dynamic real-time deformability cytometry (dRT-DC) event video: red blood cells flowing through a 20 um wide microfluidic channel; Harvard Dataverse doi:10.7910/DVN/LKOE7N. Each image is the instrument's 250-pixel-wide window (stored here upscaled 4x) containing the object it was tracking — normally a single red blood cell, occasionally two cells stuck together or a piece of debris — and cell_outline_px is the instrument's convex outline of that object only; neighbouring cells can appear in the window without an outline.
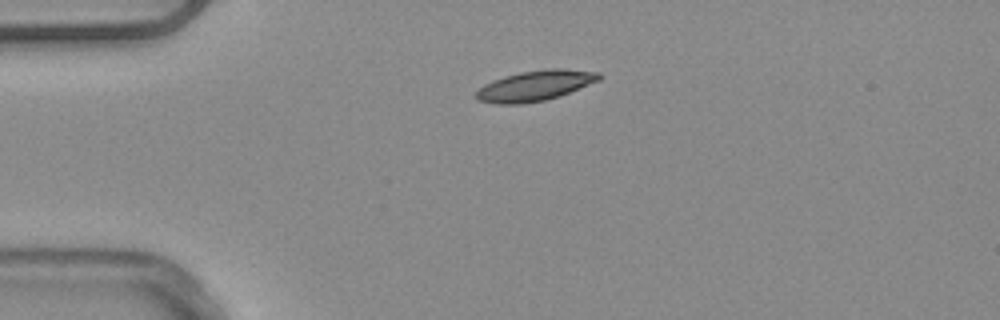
{"species": "common noctule bat (a hibernating species)", "species_latin": "Nyctalus noctula", "temperature_condition": "warm", "stored_images_in_passage": 41, "camera_frame_rate_fps": 3000, "um_per_image_px": 0.085, "animal": {"sex": "male", "body_mass_g": 20.4}, "frame": {"image": 1, "passage_image": 1, "time_ms": 0.0, "image_size_px": [1000, 320], "cell_outline_px": [[604, 76], [600, 80], [560, 96], [544, 100], [520, 104], [496, 104], [476, 100], [476, 92], [484, 84], [492, 80], [504, 76], [520, 72], [548, 68], [564, 68], [600, 72]], "centroid_in_image_um": [45.51, 7.27], "position_along_channel_um": 39.5, "area_um2": 21.96}}
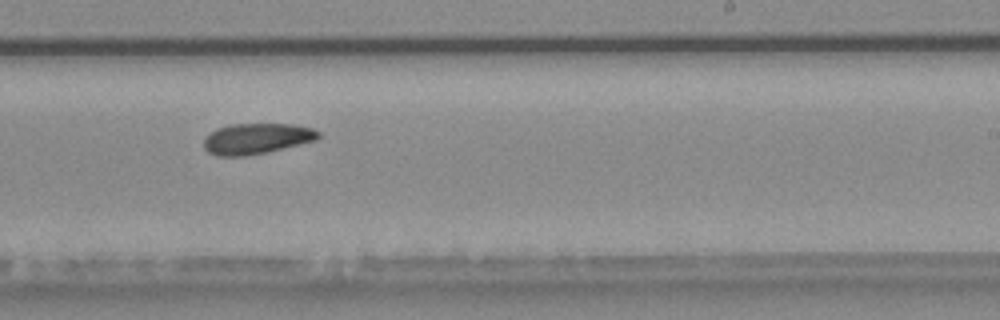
{"frame": {"image": 2, "passage_image": 21, "time_ms": 6.667, "image_size_px": [1000, 320], "cell_outline_px": [[320, 136], [316, 140], [268, 152], [244, 156], [216, 156], [208, 152], [204, 148], [204, 140], [216, 128], [232, 124], [292, 124], [312, 128], [320, 132]], "centroid_in_image_um": [21.82, 11.79], "position_along_channel_um": 267.2, "area_um2": 20.46}}
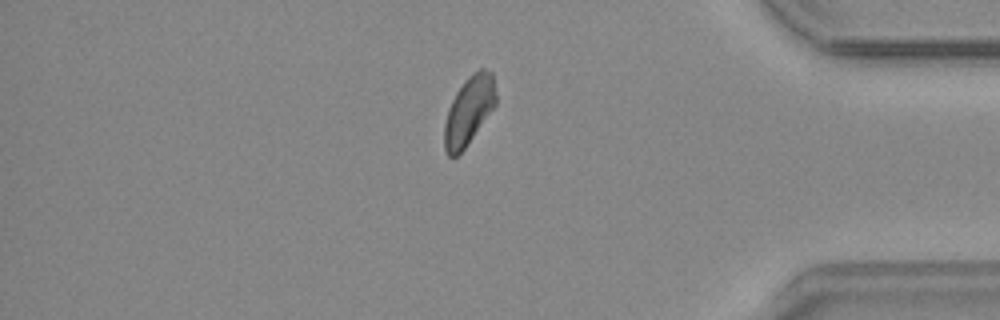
{"frame": {"image": 3, "passage_image": 33, "time_ms": 10.667, "image_size_px": [1000, 320], "cell_outline_px": [[496, 104], [464, 148], [456, 156], [448, 156], [444, 148], [444, 124], [448, 108], [456, 92], [468, 76], [480, 68], [484, 68], [492, 72], [496, 92]], "centroid_in_image_um": [39.85, 9.37], "position_along_channel_um": 395.4, "area_um2": 20.29}, "authors_computed_cell_mechanics": {"area_um2": 20.6346, "velocity_mm_per_s": 3.8843, "shape_relaxation_time_tau1_ms": 7.2492, "shape_relaxation_time_tau2_ms": null, "deformation_change_tau1": 0.1239, "deformation_change_tau2": null}}